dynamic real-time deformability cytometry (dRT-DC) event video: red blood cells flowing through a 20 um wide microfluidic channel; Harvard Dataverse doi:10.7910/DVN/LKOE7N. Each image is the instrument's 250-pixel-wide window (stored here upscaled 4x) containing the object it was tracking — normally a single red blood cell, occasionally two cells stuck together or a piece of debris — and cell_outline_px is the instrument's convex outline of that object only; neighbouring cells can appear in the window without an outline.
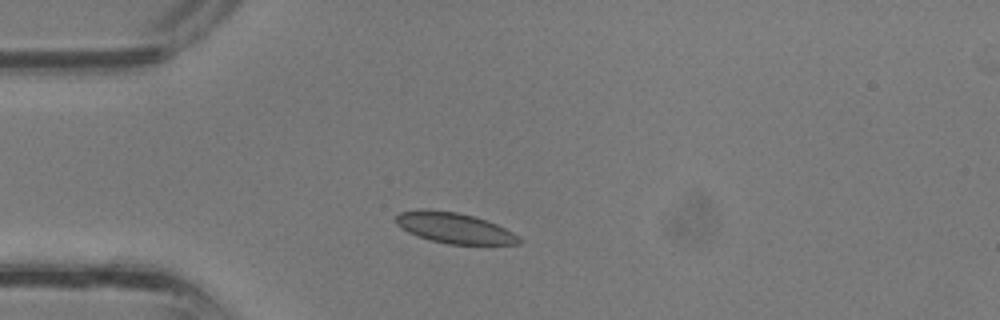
{"species": "common noctule bat (a hibernating species)", "species_latin": "Nyctalus noctula", "temperature_condition": "room temperature", "stored_images_in_passage": 28, "camera_frame_rate_fps": 3000, "um_per_image_px": 0.085, "animal": {"sex": "male", "body_mass_g": 13.3}, "frame": {"image": 1, "passage_image": 1, "time_ms": 0.0, "image_size_px": [1000, 320], "cell_outline_px": [[524, 240], [520, 244], [448, 244], [432, 240], [408, 232], [396, 224], [396, 216], [400, 212], [420, 208], [424, 208], [456, 212], [472, 216], [496, 224], [520, 236]], "centroid_in_image_um": [38.62, 19.37], "position_along_channel_um": 46.4, "area_um2": 21.85}}
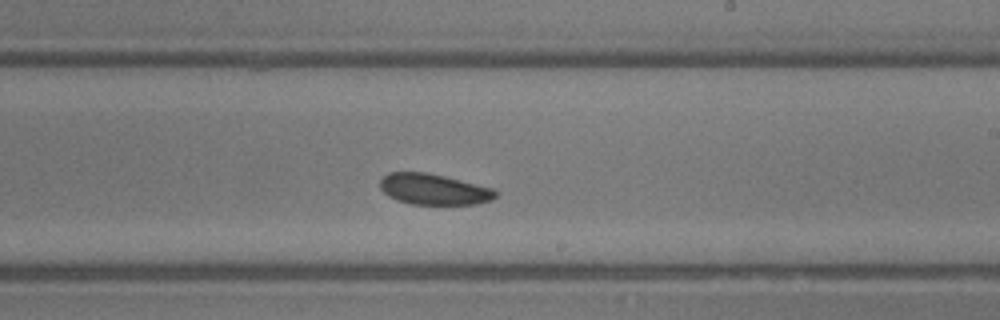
{"frame": {"image": 2, "passage_image": 13, "time_ms": 4.0, "image_size_px": [1000, 320], "cell_outline_px": [[500, 192], [492, 200], [476, 204], [412, 204], [396, 200], [388, 196], [380, 188], [380, 180], [388, 172], [428, 172], [496, 188]], "centroid_in_image_um": [36.92, 16.08], "position_along_channel_um": 252.1, "area_um2": 21.1}}
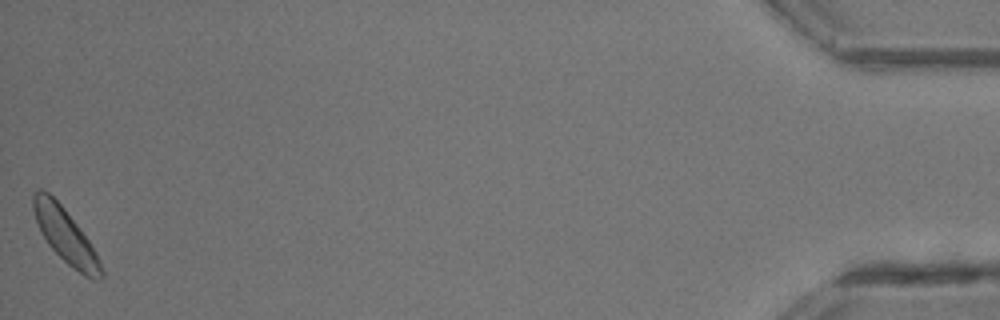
{"frame": {"image": 3, "passage_image": 28, "time_ms": 9.0, "image_size_px": [1000, 320], "cell_outline_px": [[104, 276], [96, 280], [92, 280], [84, 276], [72, 268], [48, 244], [36, 220], [32, 208], [32, 196], [40, 188], [44, 188], [64, 208], [88, 240], [96, 252], [104, 272]], "centroid_in_image_um": [5.57, 20.04], "position_along_channel_um": 429.6, "area_um2": 21.15}}